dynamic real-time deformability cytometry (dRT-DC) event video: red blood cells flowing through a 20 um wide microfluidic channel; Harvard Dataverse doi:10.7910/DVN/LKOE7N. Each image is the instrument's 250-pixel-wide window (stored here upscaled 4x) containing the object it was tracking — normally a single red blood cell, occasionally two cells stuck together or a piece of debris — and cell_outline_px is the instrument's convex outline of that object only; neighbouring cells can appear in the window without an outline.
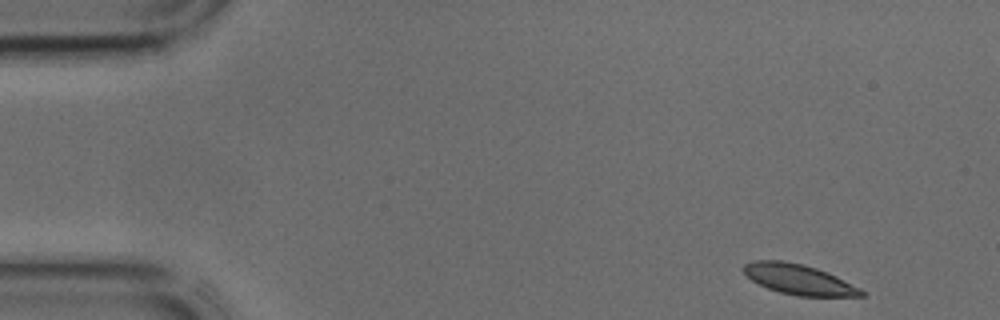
{"species": "common noctule bat (a hibernating species)", "species_latin": "Nyctalus noctula", "temperature_condition": "cold", "stored_images_in_passage": 10, "camera_frame_rate_fps": 3000, "um_per_image_px": 0.085, "animal": {"sex": "male", "body_mass_g": 17.9, "forearm_length_mm": 54.2}, "frame": {"image": 1, "passage_image": 1, "time_ms": 0.0, "image_size_px": [1000, 320], "cell_outline_px": [[864, 296], [796, 296], [780, 292], [768, 288], [752, 280], [740, 268], [744, 264], [752, 260], [784, 260], [804, 264], [816, 268], [836, 276], [860, 288], [864, 292]], "centroid_in_image_um": [67.86, 23.73], "position_along_channel_um": 17.1, "area_um2": 20.69}}